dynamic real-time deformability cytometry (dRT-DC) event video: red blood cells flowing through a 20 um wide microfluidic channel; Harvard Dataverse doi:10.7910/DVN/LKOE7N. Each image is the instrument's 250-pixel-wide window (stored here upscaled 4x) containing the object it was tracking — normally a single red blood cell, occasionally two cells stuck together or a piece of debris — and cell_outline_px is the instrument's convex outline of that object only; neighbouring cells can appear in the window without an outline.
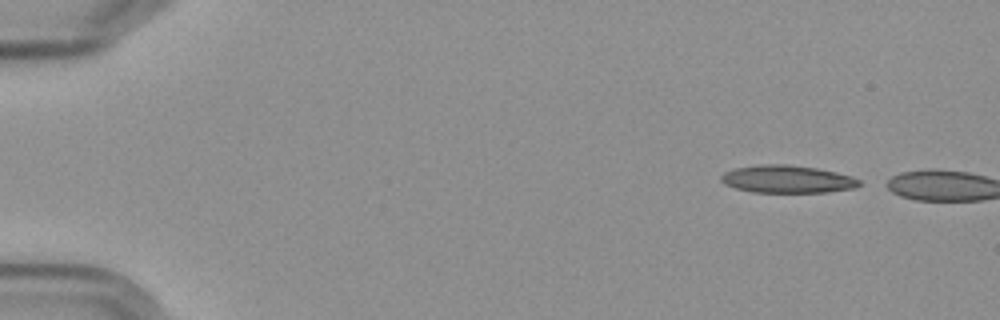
{"species": "Egyptian fruit bat (a non-hibernating species)", "species_latin": "Rousettus aegyptiacus", "temperature_condition": "cold", "stored_images_in_passage": 4, "camera_frame_rate_fps": 3000, "um_per_image_px": 0.085, "frame": {"image": 1, "passage_image": 1, "time_ms": 0.0, "image_size_px": [1000, 320], "cell_outline_px": [[860, 184], [856, 188], [828, 192], [752, 192], [736, 188], [724, 184], [720, 180], [720, 176], [724, 172], [732, 168], [760, 164], [788, 164], [816, 168], [836, 172], [852, 176], [860, 180]], "centroid_in_image_um": [66.9, 15.22], "position_along_channel_um": 18.1, "area_um2": 22.43}}